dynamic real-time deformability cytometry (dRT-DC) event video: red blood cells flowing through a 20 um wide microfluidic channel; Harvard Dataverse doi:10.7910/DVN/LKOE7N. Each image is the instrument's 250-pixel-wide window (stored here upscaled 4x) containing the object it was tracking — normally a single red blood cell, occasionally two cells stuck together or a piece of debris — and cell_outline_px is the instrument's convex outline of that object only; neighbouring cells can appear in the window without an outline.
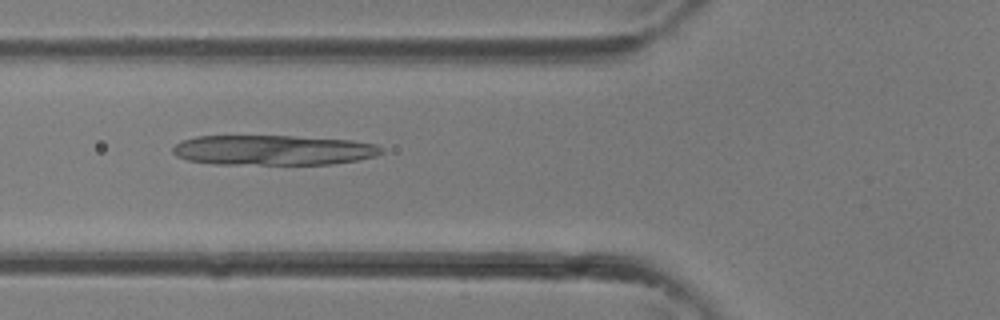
{"species": "common noctule bat (a hibernating species)", "species_latin": "Nyctalus noctula", "temperature_condition": "room temperature", "stored_images_in_passage": 15, "camera_frame_rate_fps": 3000, "um_per_image_px": 0.085, "animal": {"sex": "female"}, "frame": {"image": 1, "passage_image": 13, "time_ms": 4.0, "image_size_px": [1000, 320], "cell_outline_px": [[384, 152], [376, 156], [356, 160], [332, 164], [212, 164], [188, 160], [176, 156], [172, 152], [172, 148], [176, 144], [184, 140], [196, 136], [292, 136], [352, 140], [376, 144], [384, 148]], "centroid_in_image_um": [23.24, 12.76], "position_along_channel_um": 102.6, "area_um2": 36.65}}
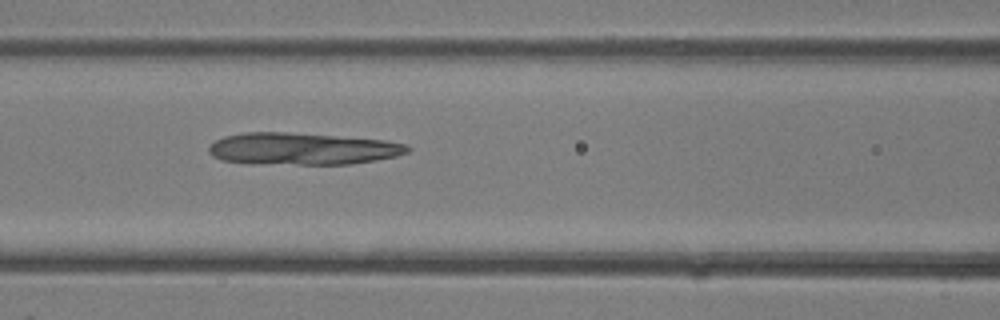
{"frame": {"image": 2, "passage_image": 15, "time_ms": 4.667, "image_size_px": [1000, 320], "cell_outline_px": [[412, 148], [408, 152], [396, 156], [376, 160], [348, 164], [248, 164], [220, 160], [212, 156], [208, 152], [208, 148], [216, 140], [224, 136], [244, 132], [288, 132], [384, 140], [408, 144]], "centroid_in_image_um": [25.66, 12.65], "position_along_channel_um": 140.9, "area_um2": 37.34}}